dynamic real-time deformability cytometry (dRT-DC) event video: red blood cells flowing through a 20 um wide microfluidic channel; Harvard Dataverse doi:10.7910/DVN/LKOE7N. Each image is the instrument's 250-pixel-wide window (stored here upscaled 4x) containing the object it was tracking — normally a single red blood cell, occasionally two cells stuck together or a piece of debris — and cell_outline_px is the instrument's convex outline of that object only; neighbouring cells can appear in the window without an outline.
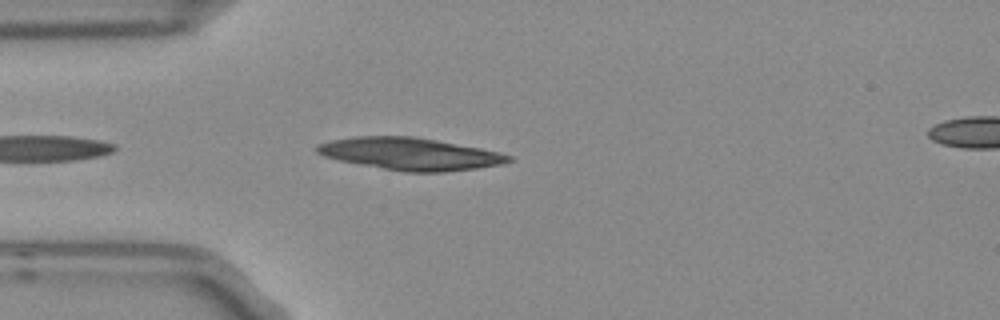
{"species": "Egyptian fruit bat (a non-hibernating species)", "species_latin": "Rousettus aegyptiacus", "temperature_condition": "room temperature", "stored_images_in_passage": 4, "camera_frame_rate_fps": 3000, "um_per_image_px": 0.085, "frame": {"image": 1, "passage_image": 4, "time_ms": 1.0, "image_size_px": [1000, 320], "cell_outline_px": [[512, 160], [500, 164], [476, 168], [444, 172], [404, 172], [336, 160], [324, 156], [316, 152], [316, 148], [320, 144], [332, 140], [356, 136], [412, 136], [436, 140], [480, 148], [500, 152], [512, 156]], "centroid_in_image_um": [34.85, 13.08], "position_along_channel_um": 50.2, "area_um2": 35.78}}